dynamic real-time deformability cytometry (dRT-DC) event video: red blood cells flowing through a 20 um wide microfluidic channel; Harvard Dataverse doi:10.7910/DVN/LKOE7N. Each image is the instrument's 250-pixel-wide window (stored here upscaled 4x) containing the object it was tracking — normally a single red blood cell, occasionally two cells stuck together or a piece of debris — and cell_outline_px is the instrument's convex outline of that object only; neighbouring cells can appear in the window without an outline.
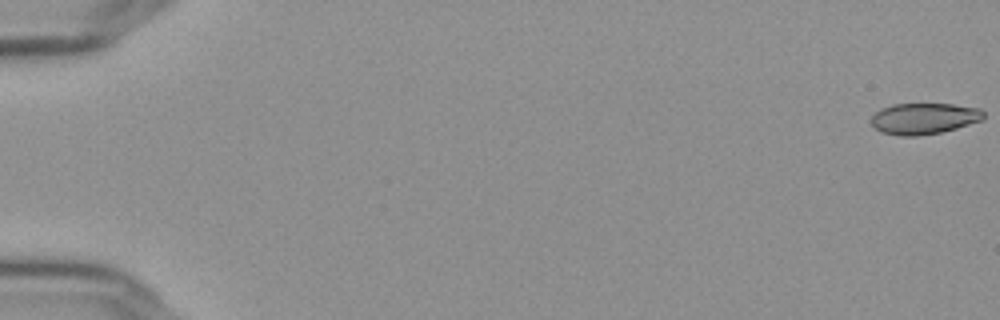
{"species": "Egyptian fruit bat (a non-hibernating species)", "species_latin": "Rousettus aegyptiacus", "temperature_condition": "cold", "stored_images_in_passage": 57, "camera_frame_rate_fps": 3000, "um_per_image_px": 0.085, "frame": {"image": 1, "passage_image": 1, "time_ms": 0.0, "image_size_px": [1000, 320], "cell_outline_px": [[984, 120], [956, 128], [940, 132], [916, 136], [900, 136], [880, 132], [872, 124], [872, 116], [880, 108], [892, 104], [952, 104], [980, 108], [984, 112]], "centroid_in_image_um": [78.55, 10.07], "position_along_channel_um": 6.5, "area_um2": 20.46}}
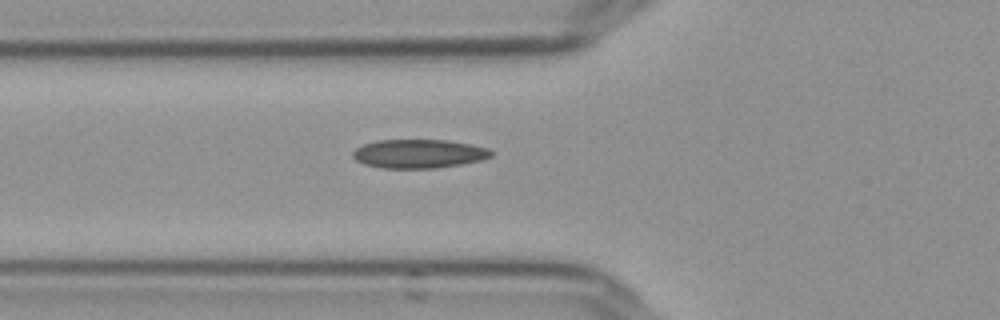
{"frame": {"image": 2, "passage_image": 22, "time_ms": 7.0, "image_size_px": [1000, 320], "cell_outline_px": [[492, 156], [480, 160], [460, 164], [436, 168], [384, 168], [364, 164], [356, 160], [352, 156], [352, 152], [356, 148], [364, 144], [376, 140], [448, 140], [488, 148], [492, 152]], "centroid_in_image_um": [35.57, 13.06], "position_along_channel_um": 90.2, "area_um2": 23.06}}
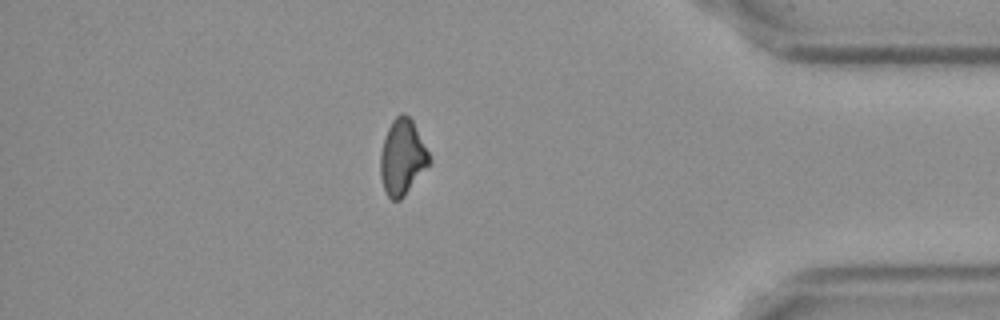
{"frame": {"image": 3, "passage_image": 50, "time_ms": 16.333, "image_size_px": [1000, 320], "cell_outline_px": [[432, 160], [404, 196], [400, 200], [392, 200], [388, 196], [384, 188], [380, 176], [380, 152], [388, 128], [392, 120], [400, 112], [404, 112], [412, 120]], "centroid_in_image_um": [34.18, 13.35], "position_along_channel_um": 401.0, "area_um2": 21.27}, "authors_computed_cell_mechanics": {"area_um2": 21.7906, "velocity_mm_per_s": 3.6626, "shape_relaxation_time_tau1_ms": null, "shape_relaxation_time_tau2_ms": 5.1138, "deformation_change_tau1": null, "deformation_change_tau2": 0.1199}}